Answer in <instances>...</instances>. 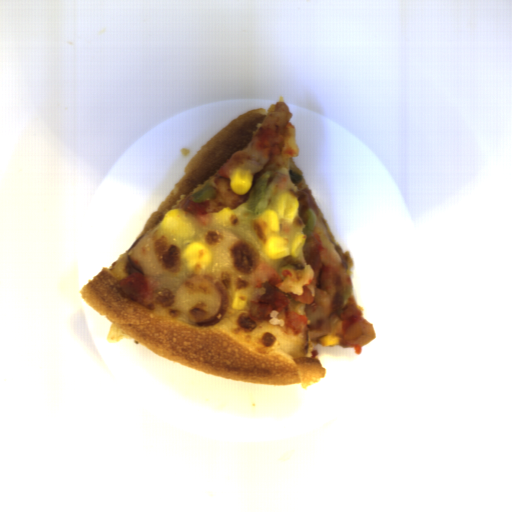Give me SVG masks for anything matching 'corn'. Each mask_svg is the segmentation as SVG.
Masks as SVG:
<instances>
[{
  "label": "corn",
  "mask_w": 512,
  "mask_h": 512,
  "mask_svg": "<svg viewBox=\"0 0 512 512\" xmlns=\"http://www.w3.org/2000/svg\"><path fill=\"white\" fill-rule=\"evenodd\" d=\"M299 209L298 194L294 190L281 188L275 194L271 207L261 210L252 224L262 241L267 257L285 259L290 257L295 263L305 268L309 263L304 258L306 233H297L292 241L280 233L279 220L294 222Z\"/></svg>",
  "instance_id": "51d56268"
},
{
  "label": "corn",
  "mask_w": 512,
  "mask_h": 512,
  "mask_svg": "<svg viewBox=\"0 0 512 512\" xmlns=\"http://www.w3.org/2000/svg\"><path fill=\"white\" fill-rule=\"evenodd\" d=\"M181 257L185 258L188 271H205L213 262V250L200 241H194L183 249Z\"/></svg>",
  "instance_id": "f1292c28"
},
{
  "label": "corn",
  "mask_w": 512,
  "mask_h": 512,
  "mask_svg": "<svg viewBox=\"0 0 512 512\" xmlns=\"http://www.w3.org/2000/svg\"><path fill=\"white\" fill-rule=\"evenodd\" d=\"M160 228L167 233L190 238L194 235V228L183 209H170L162 219Z\"/></svg>",
  "instance_id": "5cfa1b94"
},
{
  "label": "corn",
  "mask_w": 512,
  "mask_h": 512,
  "mask_svg": "<svg viewBox=\"0 0 512 512\" xmlns=\"http://www.w3.org/2000/svg\"><path fill=\"white\" fill-rule=\"evenodd\" d=\"M229 183L231 192H234L236 195L248 194L254 183L251 170L243 169L242 167L233 168L229 177Z\"/></svg>",
  "instance_id": "cfcad685"
},
{
  "label": "corn",
  "mask_w": 512,
  "mask_h": 512,
  "mask_svg": "<svg viewBox=\"0 0 512 512\" xmlns=\"http://www.w3.org/2000/svg\"><path fill=\"white\" fill-rule=\"evenodd\" d=\"M218 220L224 227L236 226L239 223V218L235 211L225 207L218 210Z\"/></svg>",
  "instance_id": "2b8c4276"
},
{
  "label": "corn",
  "mask_w": 512,
  "mask_h": 512,
  "mask_svg": "<svg viewBox=\"0 0 512 512\" xmlns=\"http://www.w3.org/2000/svg\"><path fill=\"white\" fill-rule=\"evenodd\" d=\"M247 301H250L249 290L245 286L243 288L235 290V295L231 302V306L236 310H241L243 307L246 306Z\"/></svg>",
  "instance_id": "79e197a2"
},
{
  "label": "corn",
  "mask_w": 512,
  "mask_h": 512,
  "mask_svg": "<svg viewBox=\"0 0 512 512\" xmlns=\"http://www.w3.org/2000/svg\"><path fill=\"white\" fill-rule=\"evenodd\" d=\"M319 341L323 346L335 345V344L341 342V336L334 334V333L327 334L324 337L320 338Z\"/></svg>",
  "instance_id": "30e3d8cc"
}]
</instances>
